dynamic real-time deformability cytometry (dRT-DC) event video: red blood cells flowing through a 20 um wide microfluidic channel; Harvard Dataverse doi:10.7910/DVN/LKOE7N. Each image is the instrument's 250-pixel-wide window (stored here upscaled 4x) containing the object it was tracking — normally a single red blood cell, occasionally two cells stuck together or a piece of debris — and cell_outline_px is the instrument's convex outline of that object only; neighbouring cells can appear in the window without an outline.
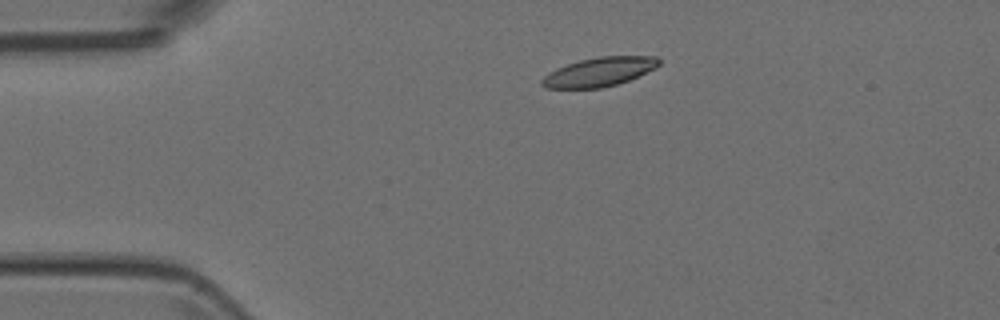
{"species": "Egyptian fruit bat (a non-hibernating species)", "species_latin": "Rousettus aegyptiacus", "temperature_condition": "room temperature", "stored_images_in_passage": 2, "camera_frame_rate_fps": 3000, "um_per_image_px": 0.085, "animal": {"sex": "female"}, "frame": {"image": 1, "passage_image": 2, "time_ms": 0.333, "image_size_px": [1000, 320], "cell_outline_px": [[660, 64], [656, 68], [628, 80], [616, 84], [600, 88], [544, 88], [540, 84], [540, 80], [548, 72], [556, 68], [580, 60], [600, 56], [656, 56], [660, 60]], "centroid_in_image_um": [50.91, 6.11], "position_along_channel_um": 34.1, "area_um2": 19.77}}